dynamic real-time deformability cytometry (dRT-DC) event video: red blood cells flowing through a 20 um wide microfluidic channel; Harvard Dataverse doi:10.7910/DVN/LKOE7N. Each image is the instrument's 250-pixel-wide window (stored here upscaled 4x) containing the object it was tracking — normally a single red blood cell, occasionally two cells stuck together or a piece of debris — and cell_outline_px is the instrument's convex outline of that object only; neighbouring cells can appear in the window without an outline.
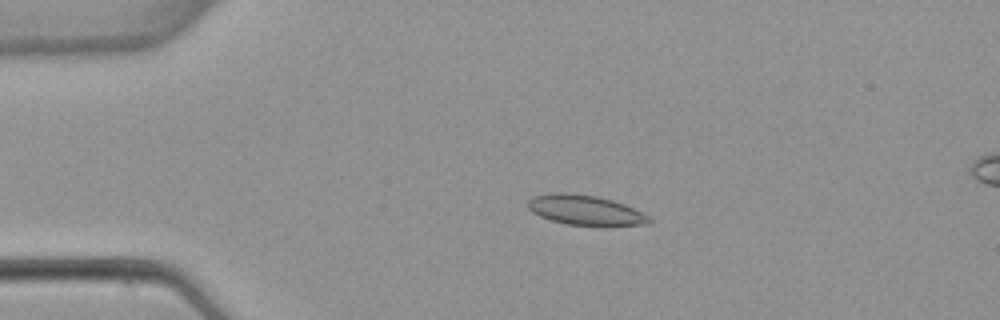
{"species": "common noctule bat (a hibernating species)", "species_latin": "Nyctalus noctula", "temperature_condition": "warm", "stored_images_in_passage": 5, "camera_frame_rate_fps": 3000, "um_per_image_px": 0.085, "animal": {"sex": "female", "body_mass_g": 22.7, "forearm_length_mm": 54.2}, "frame": {"image": 1, "passage_image": 3, "time_ms": 3.333, "image_size_px": [1000, 320], "cell_outline_px": [[652, 220], [648, 224], [568, 224], [552, 220], [540, 216], [532, 212], [528, 208], [528, 200], [532, 196], [548, 192], [568, 192], [596, 196], [612, 200], [624, 204], [648, 216]], "centroid_in_image_um": [49.65, 17.81], "position_along_channel_um": 35.3, "area_um2": 20.63}}